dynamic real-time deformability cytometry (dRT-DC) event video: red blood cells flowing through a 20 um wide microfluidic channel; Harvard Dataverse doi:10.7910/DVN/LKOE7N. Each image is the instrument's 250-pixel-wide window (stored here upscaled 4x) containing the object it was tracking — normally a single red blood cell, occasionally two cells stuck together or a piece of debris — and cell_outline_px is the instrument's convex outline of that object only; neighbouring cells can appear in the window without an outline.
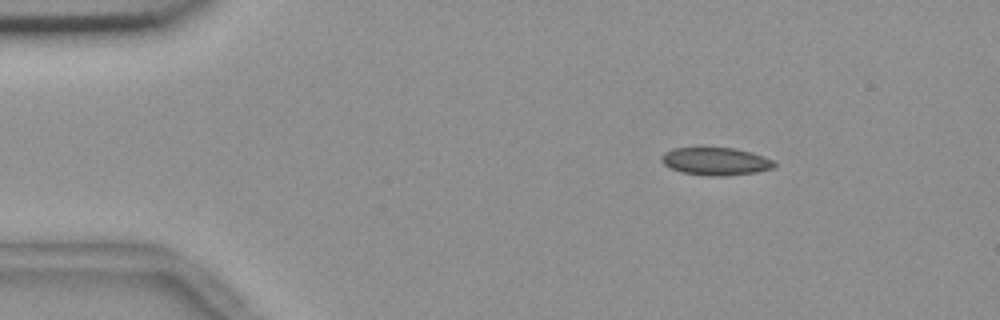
{"species": "common noctule bat (a hibernating species)", "species_latin": "Nyctalus noctula", "temperature_condition": "room temperature", "stored_images_in_passage": 48, "camera_frame_rate_fps": 3000, "um_per_image_px": 0.085, "animal": {"sex": "female", "body_mass_g": 18.4}, "frame": {"image": 1, "passage_image": 1, "time_ms": 0.0, "image_size_px": [1000, 320], "cell_outline_px": [[776, 164], [772, 168], [756, 172], [724, 176], [708, 176], [680, 172], [664, 164], [660, 160], [660, 156], [664, 152], [672, 148], [736, 148], [752, 152], [764, 156], [772, 160]], "centroid_in_image_um": [60.81, 13.71], "position_along_channel_um": 24.2, "area_um2": 18.26}}
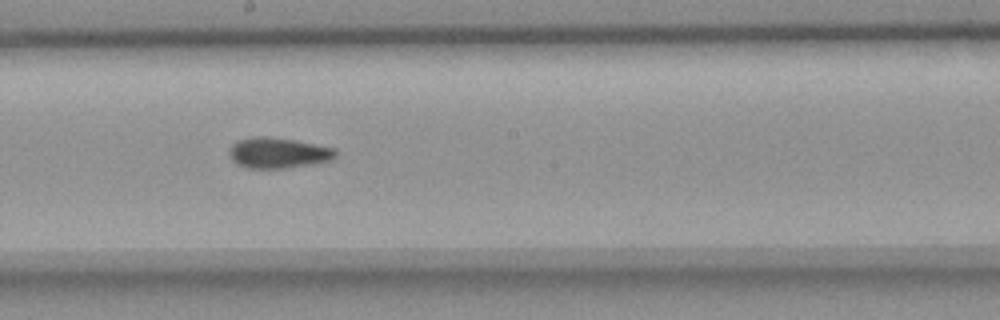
{"frame": {"image": 2, "passage_image": 23, "time_ms": 7.333, "image_size_px": [1000, 320], "cell_outline_px": [[340, 152], [336, 156], [328, 160], [284, 168], [248, 168], [232, 160], [228, 152], [232, 144], [236, 140], [252, 136], [264, 136], [296, 140], [336, 148]], "centroid_in_image_um": [23.63, 12.96], "position_along_channel_um": 224.6, "area_um2": 18.9}}
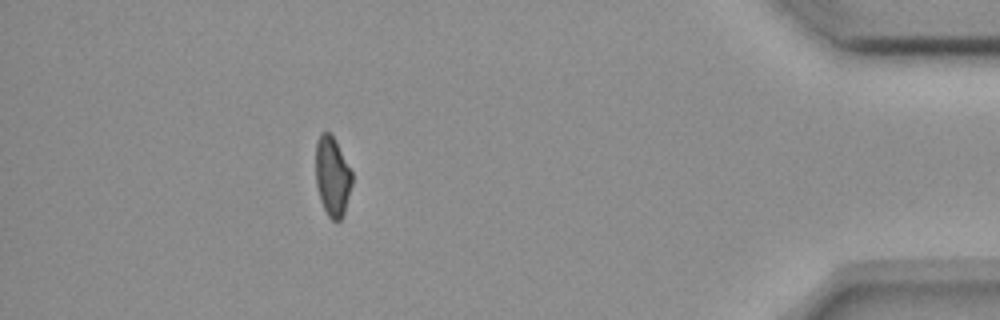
{"frame": {"image": 3, "passage_image": 42, "time_ms": 13.667, "image_size_px": [1000, 320], "cell_outline_px": [[352, 184], [344, 212], [340, 220], [332, 220], [328, 216], [320, 200], [316, 184], [316, 140], [320, 132], [328, 132], [332, 136], [352, 172]], "centroid_in_image_um": [28.23, 15.0], "position_along_channel_um": 407.0, "area_um2": 16.59}, "authors_computed_cell_mechanics": {"area_um2": 18.4093, "velocity_mm_per_s": 3.6864, "shape_relaxation_time_tau1_ms": 9.2432, "shape_relaxation_time_tau2_ms": 4.3333, "deformation_change_tau1": 0.1624, "deformation_change_tau2": 0.0843}}